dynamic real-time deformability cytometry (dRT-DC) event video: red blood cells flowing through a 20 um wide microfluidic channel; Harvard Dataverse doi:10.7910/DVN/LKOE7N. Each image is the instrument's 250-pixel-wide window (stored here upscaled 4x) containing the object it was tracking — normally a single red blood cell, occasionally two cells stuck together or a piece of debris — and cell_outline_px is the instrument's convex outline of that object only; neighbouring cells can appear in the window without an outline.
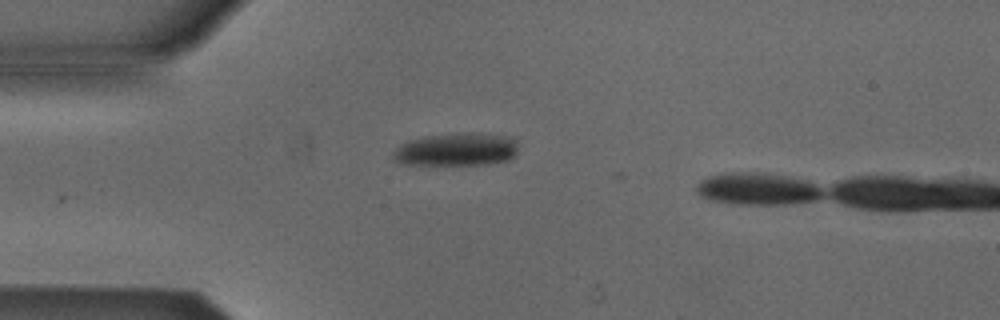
{"species": "Egyptian fruit bat (a non-hibernating species)", "species_latin": "Rousettus aegyptiacus", "temperature_condition": "cold", "stored_images_in_passage": 2, "camera_frame_rate_fps": 3000, "um_per_image_px": 0.085, "animal": {"sex": "male"}, "frame": {"image": 1, "passage_image": 1, "time_ms": 0.0, "image_size_px": [1000, 320], "cell_outline_px": [[516, 156], [508, 160], [488, 164], [404, 164], [392, 160], [392, 152], [400, 144], [408, 140], [424, 136], [468, 132], [480, 132], [512, 136], [516, 140]], "centroid_in_image_um": [38.81, 12.68], "position_along_channel_um": 46.2, "area_um2": 24.39}}